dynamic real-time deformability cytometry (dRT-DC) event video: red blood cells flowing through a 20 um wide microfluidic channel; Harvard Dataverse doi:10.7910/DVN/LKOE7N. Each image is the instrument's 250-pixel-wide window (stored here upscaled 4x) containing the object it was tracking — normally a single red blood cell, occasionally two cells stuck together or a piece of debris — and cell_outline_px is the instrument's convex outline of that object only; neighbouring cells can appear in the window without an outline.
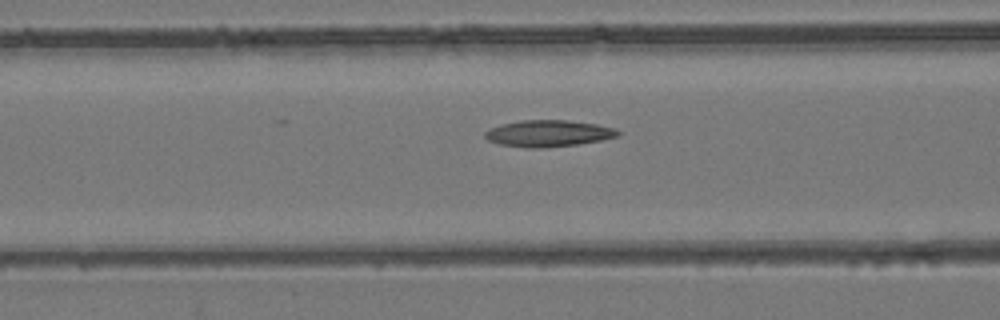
{"species": "common noctule bat (a hibernating species)", "species_latin": "Nyctalus noctula", "temperature_condition": "room temperature", "stored_images_in_passage": 38, "segment_of_instrument_passage": [1, 2], "camera_frame_rate_fps": 3000, "um_per_image_px": 0.085, "animal": {"sex": "female", "body_mass_g": 24.6, "forearm_length_mm": 56.2}, "frame": {"image": 1, "passage_image": 5, "time_ms": 1.333, "image_size_px": [1000, 320], "cell_outline_px": [[620, 136], [600, 140], [576, 144], [544, 148], [524, 148], [500, 144], [488, 140], [484, 136], [484, 132], [500, 124], [524, 120], [568, 120], [596, 124], [616, 128], [620, 132]], "centroid_in_image_um": [46.62, 11.34], "position_along_channel_um": 120.0, "area_um2": 20.58}}
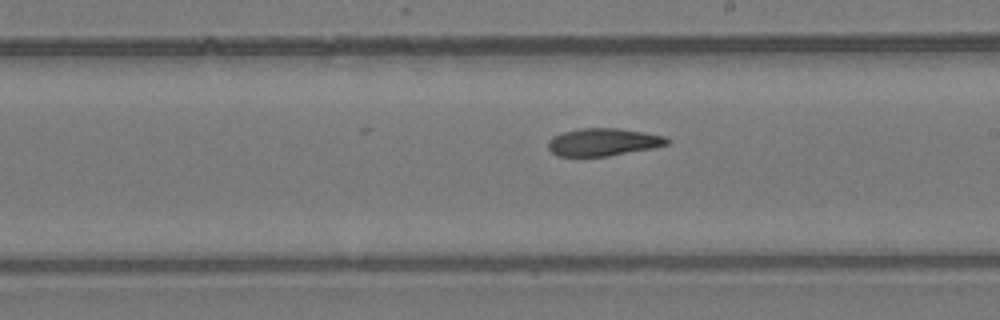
{"frame": {"image": 2, "passage_image": 14, "time_ms": 4.333, "image_size_px": [1000, 320], "cell_outline_px": [[668, 144], [652, 148], [608, 156], [556, 156], [548, 148], [548, 140], [552, 136], [564, 132], [580, 128], [616, 128], [664, 136], [668, 140]], "centroid_in_image_um": [51.21, 12.08], "position_along_channel_um": 237.8, "area_um2": 18.9}}
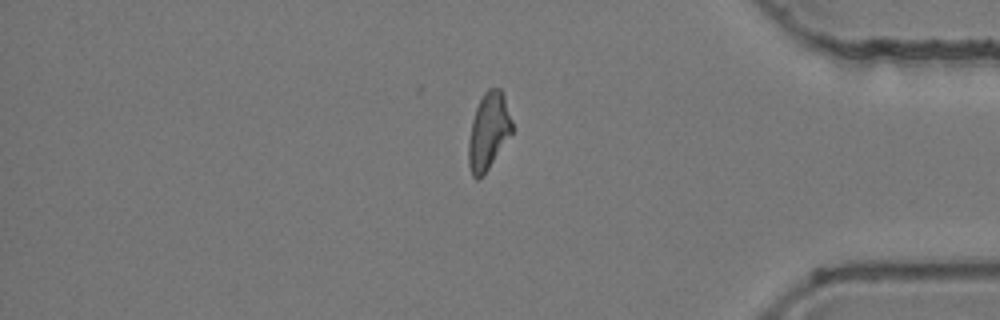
{"frame": {"image": 3, "passage_image": 28, "time_ms": 9.0, "image_size_px": [1000, 320], "cell_outline_px": [[512, 132], [488, 168], [476, 180], [472, 176], [468, 164], [468, 140], [472, 120], [476, 108], [484, 92], [488, 88], [500, 88], [504, 96], [512, 120]], "centroid_in_image_um": [41.5, 11.13], "position_along_channel_um": 393.7, "area_um2": 19.19}}